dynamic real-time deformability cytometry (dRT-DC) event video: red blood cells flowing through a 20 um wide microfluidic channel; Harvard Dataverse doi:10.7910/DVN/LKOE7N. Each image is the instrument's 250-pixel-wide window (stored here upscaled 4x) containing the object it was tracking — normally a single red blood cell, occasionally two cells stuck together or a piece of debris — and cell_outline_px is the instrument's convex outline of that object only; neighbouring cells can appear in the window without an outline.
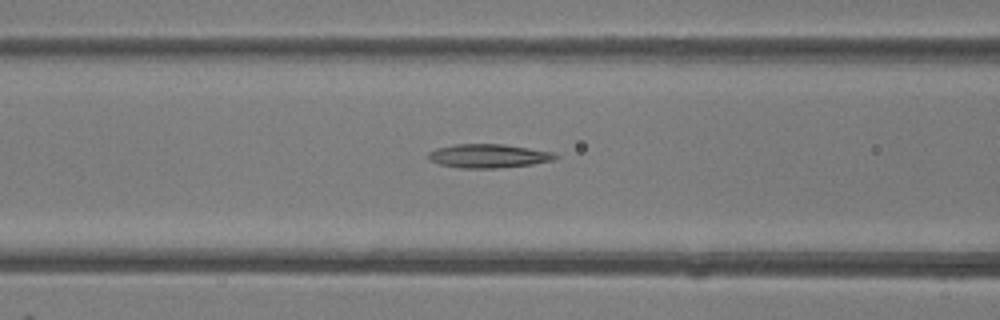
{"species": "common noctule bat (a hibernating species)", "species_latin": "Nyctalus noctula", "temperature_condition": "room temperature", "stored_images_in_passage": 20, "camera_frame_rate_fps": 3000, "um_per_image_px": 0.085, "animal": {"sex": "female"}, "frame": {"image": 1, "passage_image": 4, "time_ms": 1.0, "image_size_px": [1000, 320], "cell_outline_px": [[548, 156], [540, 160], [524, 164], [452, 164], [452, 148], [480, 144], [488, 144], [520, 148], [536, 152]], "centroid_in_image_um": [41.96, 13.19], "position_along_channel_um": 124.6, "area_um2": 10.87}}
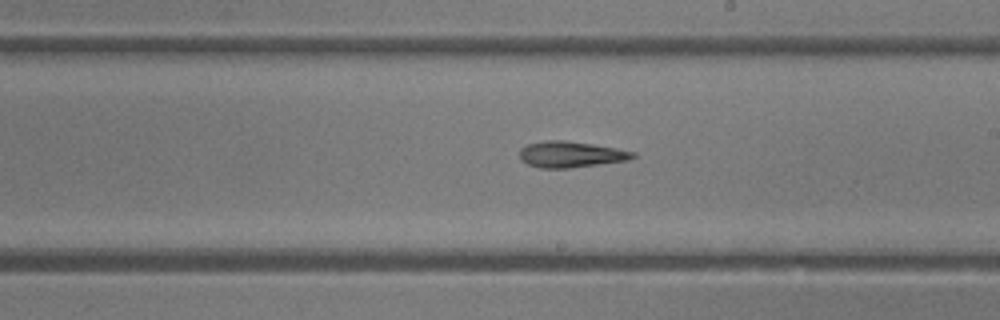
{"frame": {"image": 2, "passage_image": 12, "time_ms": 3.667, "image_size_px": [1000, 320], "cell_outline_px": [[628, 156], [616, 160], [584, 164], [536, 164], [528, 160], [528, 148], [540, 144], [580, 144], [604, 148], [624, 152]], "centroid_in_image_um": [48.59, 13.11], "position_along_channel_um": 240.4, "area_um2": 11.68}}
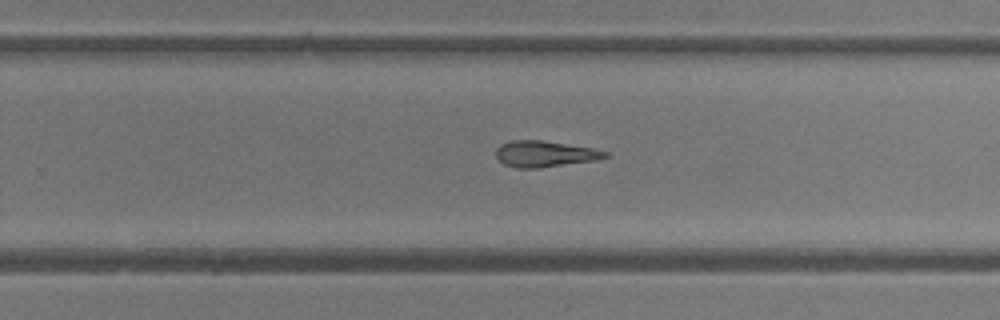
{"frame": {"image": 3, "passage_image": 15, "time_ms": 4.667, "image_size_px": [1000, 320], "cell_outline_px": [[600, 156], [580, 160], [552, 164], [512, 164], [500, 148], [504, 144], [556, 144], [584, 148], [596, 152]], "centroid_in_image_um": [46.34, 13.06], "position_along_channel_um": 283.5, "area_um2": 11.21}}